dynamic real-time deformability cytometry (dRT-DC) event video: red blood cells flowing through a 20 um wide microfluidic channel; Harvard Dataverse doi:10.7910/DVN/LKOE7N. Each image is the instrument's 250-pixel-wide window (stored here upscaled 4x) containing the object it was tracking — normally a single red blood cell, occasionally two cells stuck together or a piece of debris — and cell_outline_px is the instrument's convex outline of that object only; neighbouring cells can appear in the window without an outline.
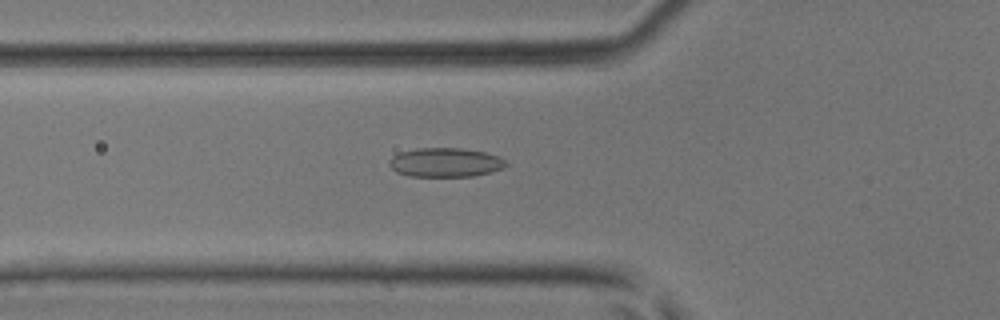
{"species": "common noctule bat (a hibernating species)", "species_latin": "Nyctalus noctula", "temperature_condition": "room temperature", "stored_images_in_passage": 5, "camera_frame_rate_fps": 3000, "um_per_image_px": 0.085, "animal": {"sex": "male", "body_mass_g": 17.9, "forearm_length_mm": 54.2}, "frame": {"image": 1, "passage_image": 2, "time_ms": 0.333, "image_size_px": [1000, 320], "cell_outline_px": [[508, 164], [504, 168], [492, 172], [472, 176], [412, 176], [396, 172], [388, 164], [388, 160], [392, 156], [400, 152], [416, 148], [464, 148], [484, 152], [500, 156]], "centroid_in_image_um": [37.86, 13.8], "position_along_channel_um": 87.9, "area_um2": 19.94}}